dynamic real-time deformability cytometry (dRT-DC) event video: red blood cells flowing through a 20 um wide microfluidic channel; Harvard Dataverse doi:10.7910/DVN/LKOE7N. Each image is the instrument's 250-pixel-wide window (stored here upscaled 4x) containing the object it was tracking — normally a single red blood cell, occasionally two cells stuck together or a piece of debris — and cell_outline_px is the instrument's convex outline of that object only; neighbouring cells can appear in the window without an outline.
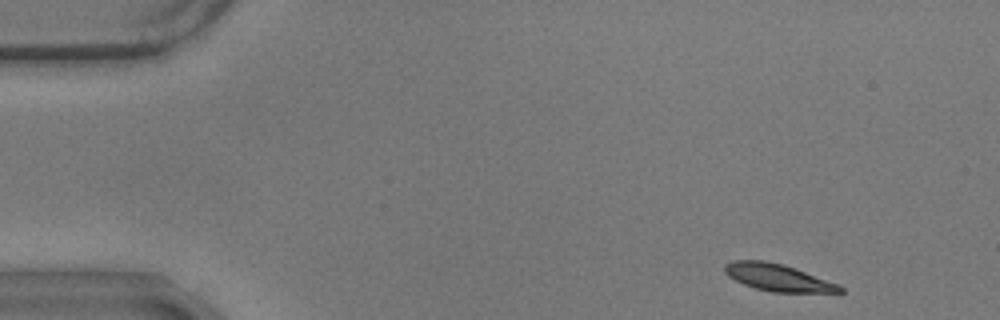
{"species": "common noctule bat (a hibernating species)", "species_latin": "Nyctalus noctula", "temperature_condition": "warm", "stored_images_in_passage": 54, "camera_frame_rate_fps": 3000, "um_per_image_px": 0.085, "animal": {"sex": "male", "body_mass_g": 17.9}, "frame": {"image": 1, "passage_image": 2, "time_ms": 0.333, "image_size_px": [1000, 320], "cell_outline_px": [[844, 292], [772, 292], [756, 288], [744, 284], [728, 276], [724, 272], [724, 264], [732, 260], [764, 260], [780, 264], [840, 284], [844, 288]], "centroid_in_image_um": [66.1, 23.59], "position_along_channel_um": 18.9, "area_um2": 17.92}}
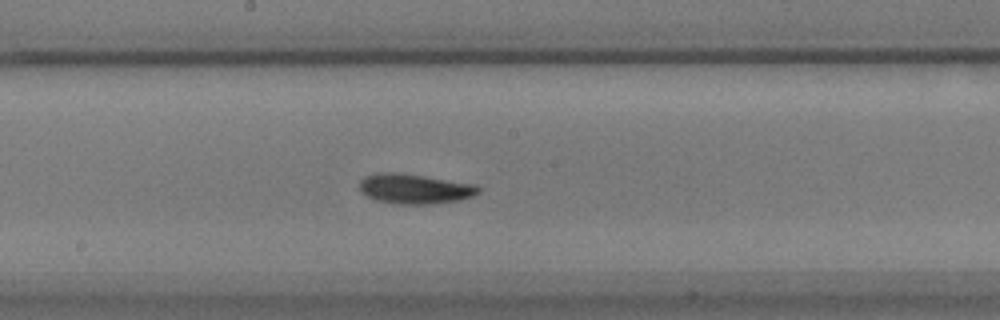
{"frame": {"image": 2, "passage_image": 27, "time_ms": 8.667, "image_size_px": [1000, 320], "cell_outline_px": [[480, 192], [472, 196], [460, 200], [432, 204], [392, 204], [376, 200], [360, 192], [360, 180], [364, 176], [384, 172], [392, 172], [424, 176], [476, 184], [480, 188]], "centroid_in_image_um": [35.25, 16.06], "position_along_channel_um": 213.0, "area_um2": 20.75}}
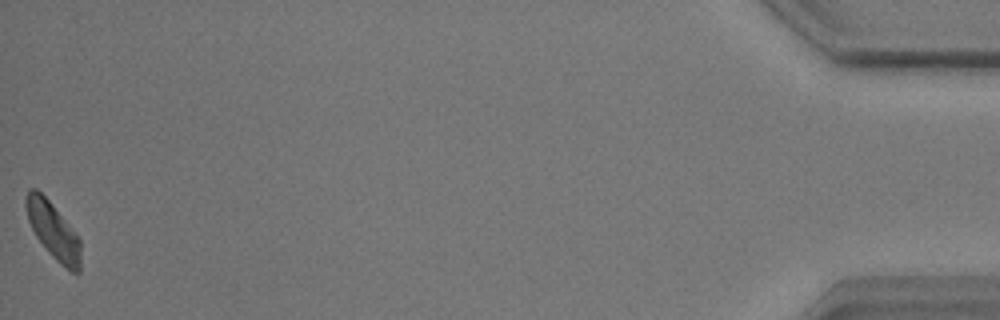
{"frame": {"image": 3, "passage_image": 54, "time_ms": 17.667, "image_size_px": [1000, 320], "cell_outline_px": [[80, 272], [72, 272], [60, 264], [48, 252], [36, 236], [28, 220], [24, 204], [24, 200], [28, 188], [36, 188], [48, 200], [80, 240]], "centroid_in_image_um": [4.48, 19.6], "position_along_channel_um": 430.7, "area_um2": 17.63}, "authors_computed_cell_mechanics": {"area_um2": 19.1607, "velocity_mm_per_s": 3.4707, "shape_relaxation_time_tau1_ms": 2.3987, "shape_relaxation_time_tau2_ms": 4.2994, "deformation_change_tau1": 0.1047, "deformation_change_tau2": 0.1085}}